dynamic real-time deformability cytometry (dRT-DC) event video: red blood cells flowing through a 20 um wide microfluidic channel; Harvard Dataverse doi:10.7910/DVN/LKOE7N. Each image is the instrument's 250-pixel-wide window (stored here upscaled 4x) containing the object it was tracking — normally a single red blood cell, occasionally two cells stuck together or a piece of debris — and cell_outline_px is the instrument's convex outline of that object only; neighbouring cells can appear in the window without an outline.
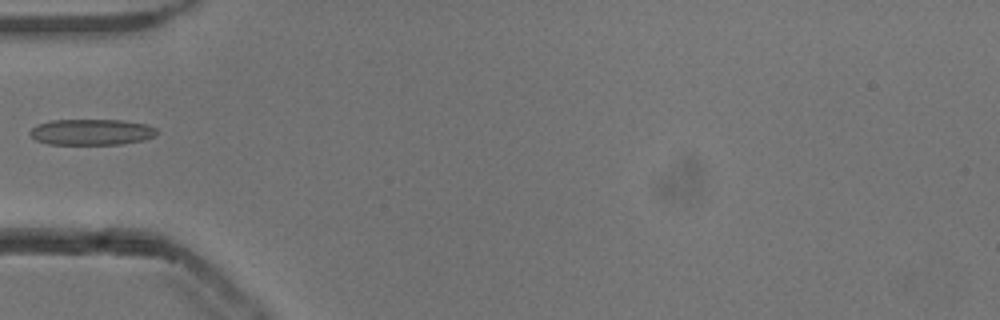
{"species": "common noctule bat (a hibernating species)", "species_latin": "Nyctalus noctula", "temperature_condition": "cold", "stored_images_in_passage": 27, "camera_frame_rate_fps": 3000, "um_per_image_px": 0.085, "animal": {"sex": "male", "body_mass_g": 13.3}, "frame": {"image": 1, "passage_image": 1, "time_ms": 0.0, "image_size_px": [1000, 320], "cell_outline_px": [[156, 136], [144, 140], [120, 144], [48, 144], [36, 140], [28, 132], [36, 124], [52, 120], [124, 120], [148, 124], [156, 128]], "centroid_in_image_um": [7.79, 11.22], "position_along_channel_um": 77.2, "area_um2": 19.31}}
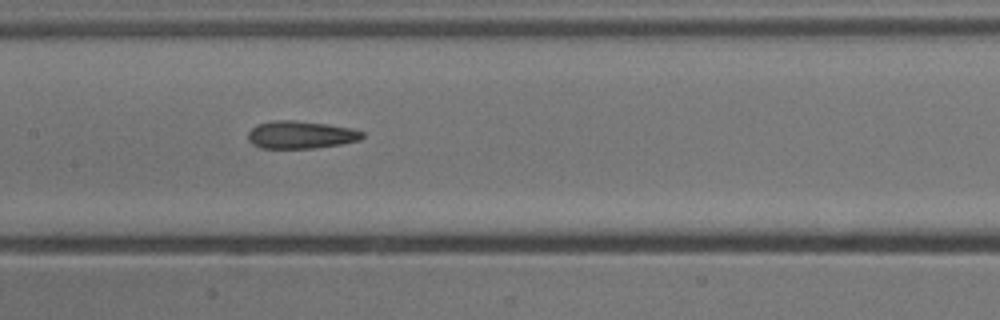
{"frame": {"image": 2, "passage_image": 9, "time_ms": 2.667, "image_size_px": [1000, 320], "cell_outline_px": [[364, 136], [360, 140], [340, 144], [312, 148], [260, 148], [252, 144], [248, 140], [248, 132], [256, 124], [272, 120], [296, 120], [328, 124], [352, 128], [364, 132]], "centroid_in_image_um": [25.55, 11.44], "position_along_channel_um": 181.9, "area_um2": 18.55}}
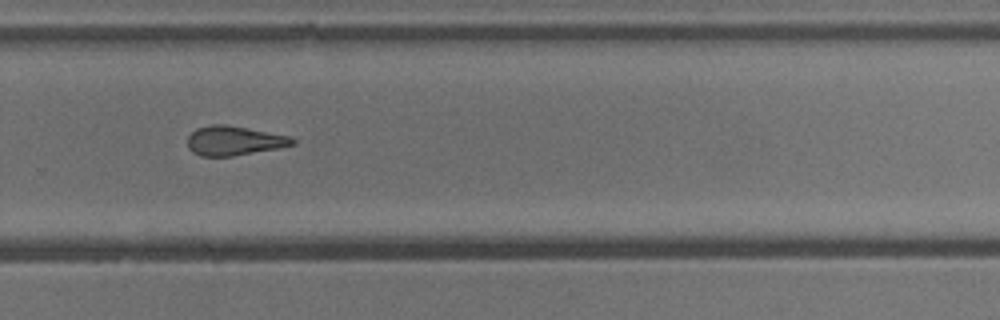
{"frame": {"image": 3, "passage_image": 19, "time_ms": 6.0, "image_size_px": [1000, 320], "cell_outline_px": [[296, 144], [280, 148], [232, 156], [200, 156], [192, 152], [188, 148], [188, 136], [196, 128], [212, 124], [224, 124], [248, 128], [288, 136], [296, 140]], "centroid_in_image_um": [19.89, 11.96], "position_along_channel_um": 309.9, "area_um2": 17.98}}